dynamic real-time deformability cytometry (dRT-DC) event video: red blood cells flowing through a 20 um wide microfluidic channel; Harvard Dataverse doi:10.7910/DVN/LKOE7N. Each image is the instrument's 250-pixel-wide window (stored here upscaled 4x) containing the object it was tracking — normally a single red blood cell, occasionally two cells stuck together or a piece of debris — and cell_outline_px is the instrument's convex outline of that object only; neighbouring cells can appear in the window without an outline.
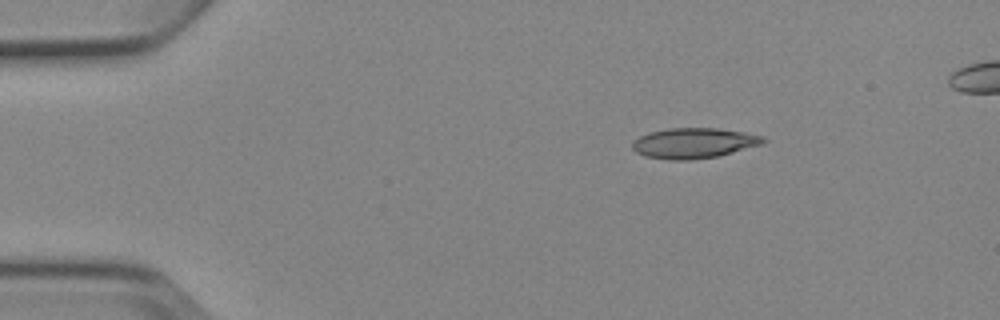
{"species": "Egyptian fruit bat (a non-hibernating species)", "species_latin": "Rousettus aegyptiacus", "temperature_condition": "cold", "stored_images_in_passage": 4, "camera_frame_rate_fps": 3000, "um_per_image_px": 0.085, "animal": {"sex": "female"}, "frame": {"image": 1, "passage_image": 1, "time_ms": 0.0, "image_size_px": [1000, 320], "cell_outline_px": [[768, 140], [764, 144], [716, 156], [692, 160], [668, 160], [644, 156], [636, 152], [632, 148], [632, 140], [640, 136], [652, 132], [668, 128], [720, 128], [744, 132], [764, 136]], "centroid_in_image_um": [58.99, 12.16], "position_along_channel_um": 26.0, "area_um2": 23.29}}